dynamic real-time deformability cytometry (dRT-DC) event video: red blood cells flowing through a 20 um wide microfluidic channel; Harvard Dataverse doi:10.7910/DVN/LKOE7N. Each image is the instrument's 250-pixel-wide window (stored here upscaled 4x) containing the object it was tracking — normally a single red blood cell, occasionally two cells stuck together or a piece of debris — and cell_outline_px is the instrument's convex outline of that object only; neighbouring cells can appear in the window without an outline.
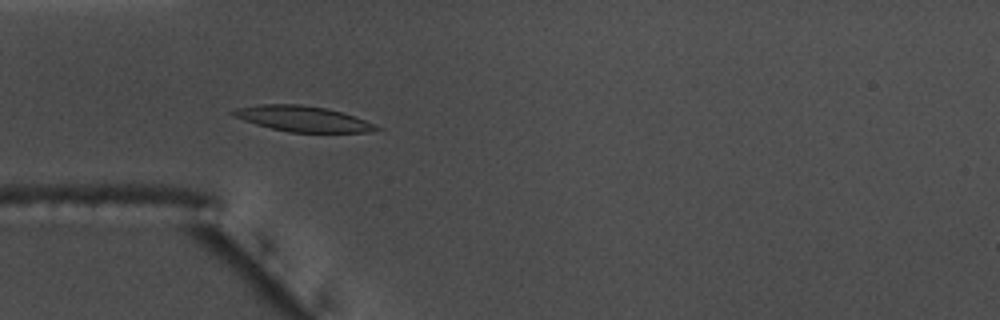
{"species": "common noctule bat (a hibernating species)", "species_latin": "Nyctalus noctula", "temperature_condition": "warm", "stored_images_in_passage": 59, "camera_frame_rate_fps": 3000, "um_per_image_px": 0.085, "animal": {"sex": "male", "body_mass_g": 17.5, "forearm_length_mm": 52.3}, "frame": {"image": 1, "passage_image": 18, "time_ms": 5.667, "image_size_px": [1000, 320], "cell_outline_px": [[384, 128], [372, 132], [288, 132], [256, 124], [244, 120], [228, 112], [236, 108], [260, 104], [300, 104], [324, 108], [340, 112], [364, 120]], "centroid_in_image_um": [25.73, 10.1], "position_along_channel_um": 59.3, "area_um2": 21.04}}
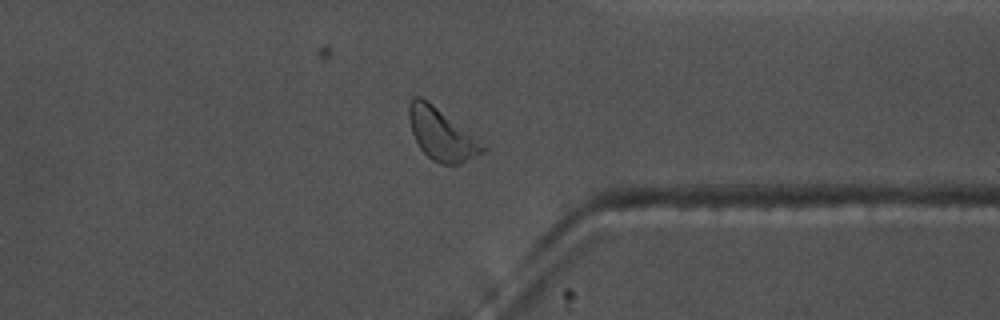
{"frame": {"image": 2, "passage_image": 45, "time_ms": 14.667, "image_size_px": [1000, 320], "cell_outline_px": [[488, 148], [484, 152], [460, 164], [444, 164], [432, 160], [420, 148], [412, 132], [408, 120], [408, 104], [412, 96], [420, 96], [432, 104]], "centroid_in_image_um": [37.48, 11.42], "position_along_channel_um": 373.9, "area_um2": 21.73}}
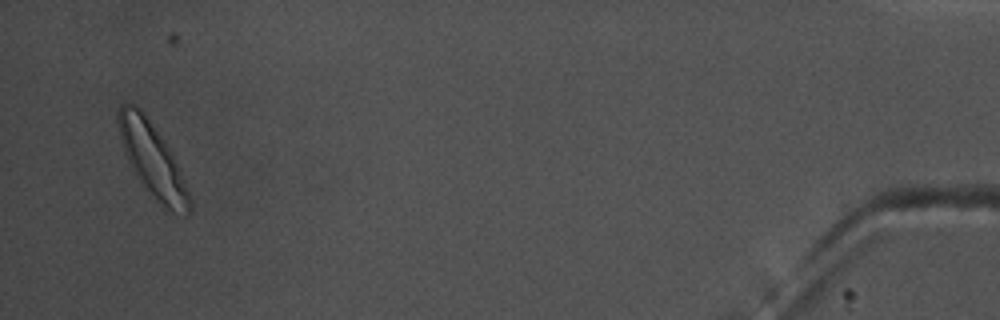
{"frame": {"image": 3, "passage_image": 56, "time_ms": 18.333, "image_size_px": [1000, 320], "cell_outline_px": [[192, 204], [188, 212], [184, 216], [172, 212], [140, 184], [124, 152], [116, 120], [116, 112], [124, 104], [132, 104], [140, 108], [172, 152], [180, 168], [192, 200]], "centroid_in_image_um": [12.96, 13.6], "position_along_channel_um": 422.2, "area_um2": 30.17}}